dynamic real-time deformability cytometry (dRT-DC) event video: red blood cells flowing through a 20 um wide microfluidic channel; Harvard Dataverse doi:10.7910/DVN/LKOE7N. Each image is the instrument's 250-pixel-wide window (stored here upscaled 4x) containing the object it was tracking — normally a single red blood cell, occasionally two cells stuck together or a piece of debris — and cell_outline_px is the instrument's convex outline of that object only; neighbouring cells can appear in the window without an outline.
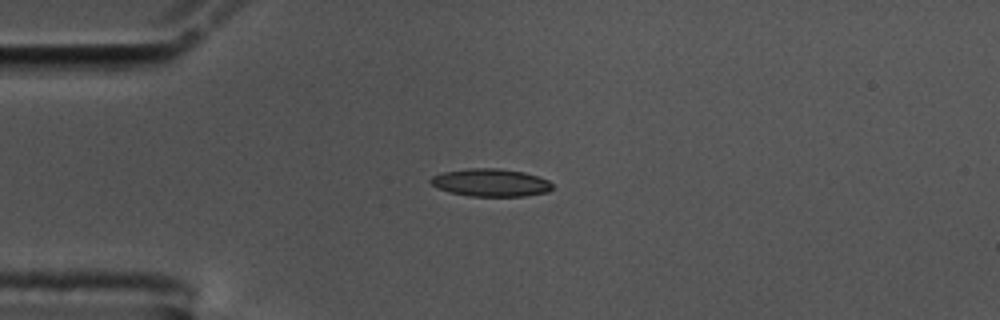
{"species": "common noctule bat (a hibernating species)", "species_latin": "Nyctalus noctula", "temperature_condition": "cold", "stored_images_in_passage": 43, "camera_frame_rate_fps": 3000, "um_per_image_px": 0.085, "animal": {"sex": "male", "body_mass_g": 17.5, "forearm_length_mm": 52.3}, "frame": {"image": 1, "passage_image": 1, "time_ms": 0.0, "image_size_px": [1000, 320], "cell_outline_px": [[552, 188], [548, 192], [524, 196], [468, 196], [452, 192], [440, 188], [432, 184], [428, 180], [432, 176], [444, 172], [468, 168], [496, 168], [524, 172], [548, 180], [552, 184]], "centroid_in_image_um": [41.72, 15.52], "position_along_channel_um": 43.3, "area_um2": 19.48}}
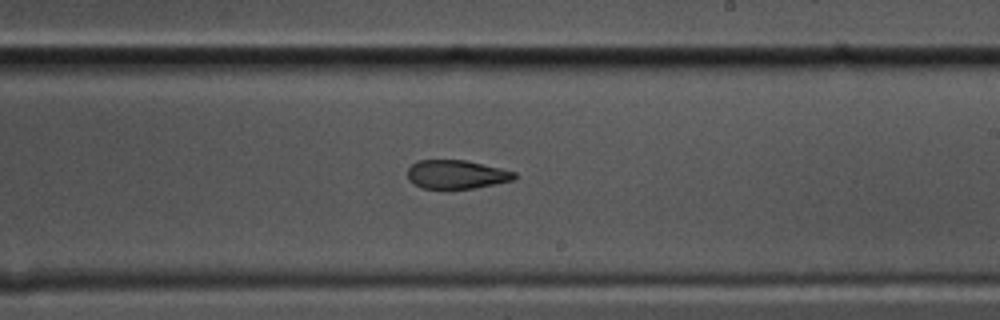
{"frame": {"image": 2, "passage_image": 20, "time_ms": 6.333, "image_size_px": [1000, 320], "cell_outline_px": [[516, 176], [512, 180], [472, 188], [420, 188], [412, 184], [408, 180], [408, 168], [412, 164], [420, 160], [464, 160], [500, 168], [516, 172]], "centroid_in_image_um": [38.74, 14.82], "position_along_channel_um": 250.3, "area_um2": 17.63}}
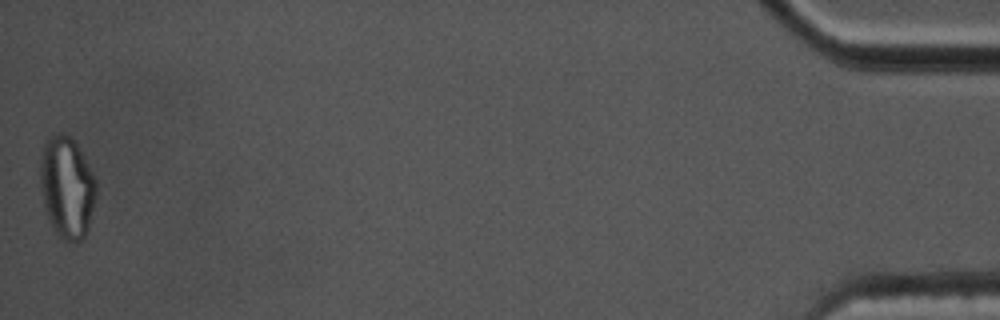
{"frame": {"image": 3, "passage_image": 43, "time_ms": 14.0, "image_size_px": [1000, 320], "cell_outline_px": [[96, 196], [88, 228], [84, 240], [76, 244], [64, 240], [56, 232], [48, 216], [44, 204], [40, 188], [40, 160], [44, 144], [52, 136], [60, 132], [76, 140], [96, 180]], "centroid_in_image_um": [5.71, 15.93], "position_along_channel_um": 429.5, "area_um2": 33.23}, "authors_computed_cell_mechanics": {"area_um2": 19.8832, "velocity_mm_per_s": 3.5833, "shape_relaxation_time_tau1_ms": null, "shape_relaxation_time_tau2_ms": 2.625, "deformation_change_tau1": null, "deformation_change_tau2": 0.0983}}